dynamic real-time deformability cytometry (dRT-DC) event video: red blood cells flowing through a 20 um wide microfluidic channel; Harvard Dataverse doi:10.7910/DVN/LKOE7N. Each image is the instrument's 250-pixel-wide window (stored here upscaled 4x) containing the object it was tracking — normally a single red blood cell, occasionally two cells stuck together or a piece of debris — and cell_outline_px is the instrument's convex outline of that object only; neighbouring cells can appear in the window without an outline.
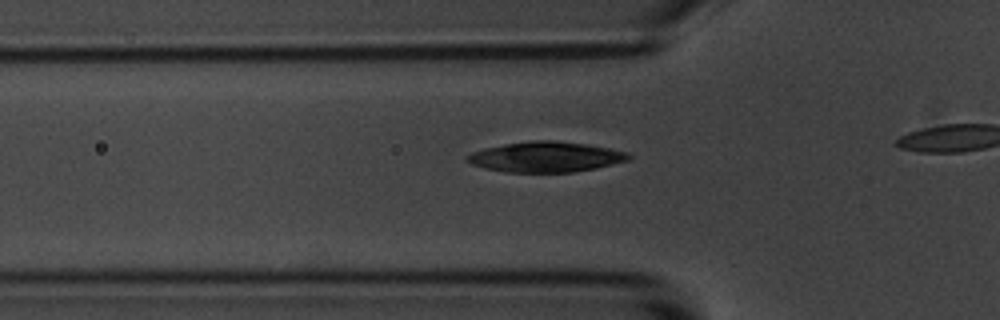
{"species": "common noctule bat (a hibernating species)", "species_latin": "Nyctalus noctula", "temperature_condition": "room temperature", "stored_images_in_passage": 15, "camera_frame_rate_fps": 3000, "um_per_image_px": 0.085, "animal": {"sex": "male", "body_mass_g": 20.1, "forearm_length_mm": 53.5}, "frame": {"image": 1, "passage_image": 9, "time_ms": 2.667, "image_size_px": [1000, 320], "cell_outline_px": [[632, 156], [628, 160], [596, 168], [572, 172], [504, 172], [484, 168], [472, 164], [464, 160], [464, 156], [472, 152], [484, 148], [504, 144], [532, 140], [548, 140], [584, 144], [608, 148], [628, 152]], "centroid_in_image_um": [46.34, 13.34], "position_along_channel_um": 79.5, "area_um2": 28.5}}
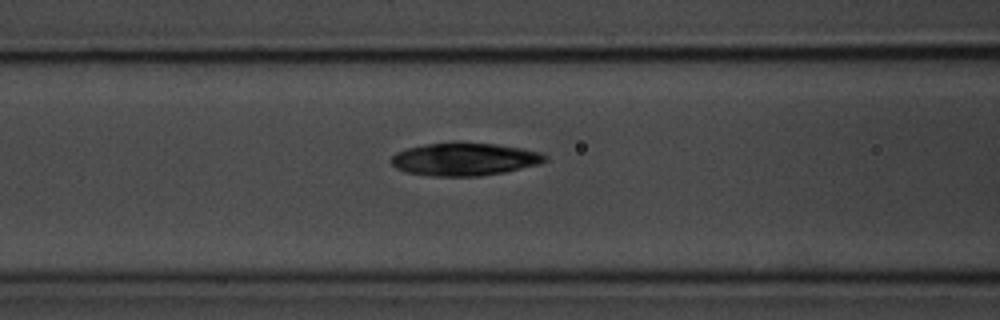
{"frame": {"image": 2, "passage_image": 13, "time_ms": 4.0, "image_size_px": [1000, 320], "cell_outline_px": [[548, 160], [540, 164], [504, 172], [480, 176], [428, 176], [404, 172], [396, 168], [392, 164], [392, 156], [396, 152], [408, 148], [424, 144], [456, 140], [492, 144], [520, 148], [540, 152], [548, 156]], "centroid_in_image_um": [39.46, 13.52], "position_along_channel_um": 127.1, "area_um2": 29.94}}